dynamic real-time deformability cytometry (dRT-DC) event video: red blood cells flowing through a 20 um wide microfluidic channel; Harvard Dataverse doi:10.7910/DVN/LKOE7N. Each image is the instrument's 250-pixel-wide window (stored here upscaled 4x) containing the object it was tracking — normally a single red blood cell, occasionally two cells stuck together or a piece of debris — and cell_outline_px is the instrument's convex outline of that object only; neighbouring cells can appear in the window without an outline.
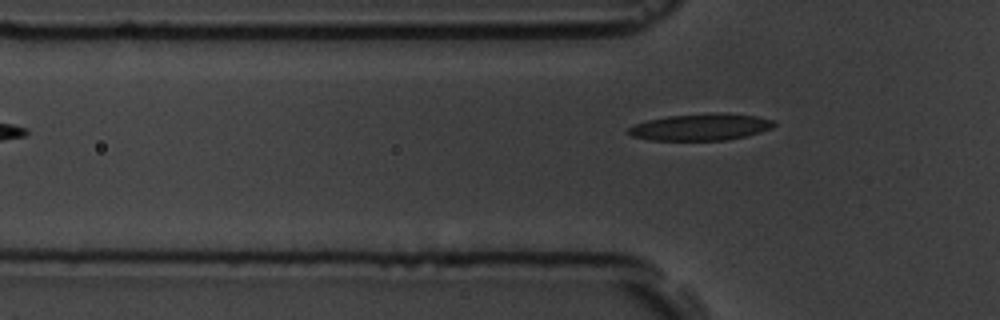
{"species": "common noctule bat (a hibernating species)", "species_latin": "Nyctalus noctula", "temperature_condition": "room temperature", "stored_images_in_passage": 5, "camera_frame_rate_fps": 3000, "um_per_image_px": 0.085, "animal": {"sex": "male", "body_mass_g": 19.5, "forearm_length_mm": 54.6}, "frame": {"image": 1, "passage_image": 5, "time_ms": 4.667, "image_size_px": [1000, 320], "cell_outline_px": [[776, 124], [772, 128], [760, 132], [744, 136], [724, 140], [648, 140], [632, 136], [628, 132], [628, 128], [632, 124], [648, 120], [668, 116], [716, 112], [720, 112], [756, 116], [776, 120]], "centroid_in_image_um": [59.56, 10.79], "position_along_channel_um": 66.2, "area_um2": 22.77}}